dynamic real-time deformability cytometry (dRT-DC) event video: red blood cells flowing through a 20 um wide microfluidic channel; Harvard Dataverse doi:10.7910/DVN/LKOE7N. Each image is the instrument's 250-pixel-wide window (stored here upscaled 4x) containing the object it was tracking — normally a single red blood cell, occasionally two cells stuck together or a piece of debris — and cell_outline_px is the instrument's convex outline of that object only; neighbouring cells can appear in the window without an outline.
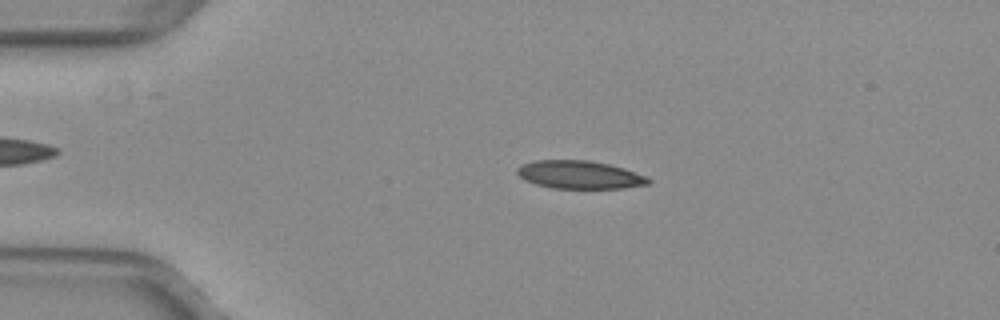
{"species": "common noctule bat (a hibernating species)", "species_latin": "Nyctalus noctula", "temperature_condition": "warm", "stored_images_in_passage": 46, "camera_frame_rate_fps": 3000, "um_per_image_px": 0.085, "animal": {"sex": "female", "body_mass_g": 29.2, "forearm_length_mm": 56.3}, "frame": {"image": 1, "passage_image": 11, "time_ms": 3.333, "image_size_px": [1000, 320], "cell_outline_px": [[652, 180], [648, 184], [624, 188], [552, 188], [536, 184], [524, 180], [516, 172], [516, 168], [524, 164], [536, 160], [588, 160], [608, 164], [624, 168], [648, 176]], "centroid_in_image_um": [49.29, 14.85], "position_along_channel_um": 35.7, "area_um2": 21.44}}
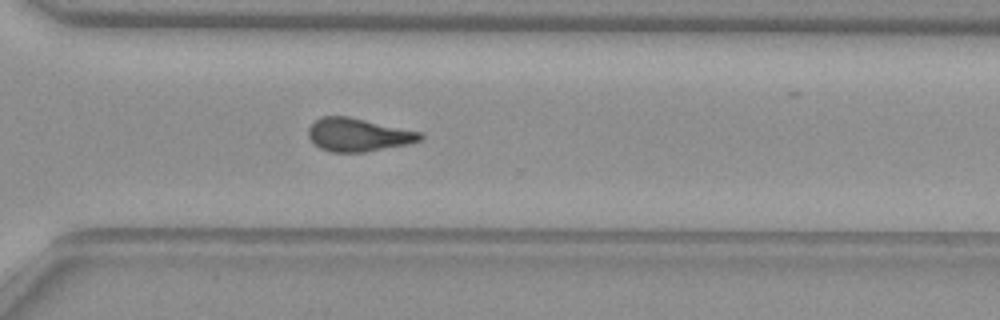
{"frame": {"image": 2, "passage_image": 37, "time_ms": 12.0, "image_size_px": [1000, 320], "cell_outline_px": [[424, 140], [408, 144], [364, 152], [328, 152], [312, 144], [308, 136], [308, 128], [316, 120], [324, 116], [348, 116], [420, 132], [424, 136]], "centroid_in_image_um": [30.43, 11.47], "position_along_channel_um": 340.2, "area_um2": 21.68}}
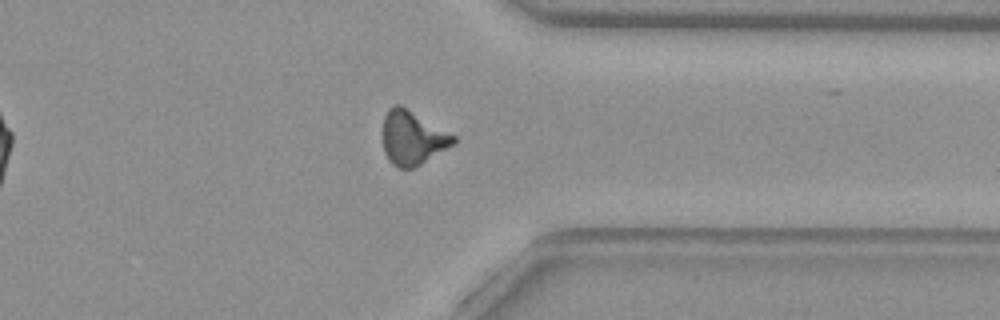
{"frame": {"image": 3, "passage_image": 40, "time_ms": 13.0, "image_size_px": [1000, 320], "cell_outline_px": [[456, 144], [420, 164], [412, 168], [400, 168], [392, 164], [388, 160], [384, 152], [384, 116], [388, 108], [392, 104], [400, 104], [456, 136]], "centroid_in_image_um": [35.07, 11.71], "position_along_channel_um": 376.3, "area_um2": 22.14}, "authors_computed_cell_mechanics": {"area_um2": 21.8195, "velocity_mm_per_s": 4.0021, "shape_relaxation_time_tau1_ms": 11.0609, "shape_relaxation_time_tau2_ms": 2.3015, "deformation_change_tau1": 0.2554, "deformation_change_tau2": 0.1047}}